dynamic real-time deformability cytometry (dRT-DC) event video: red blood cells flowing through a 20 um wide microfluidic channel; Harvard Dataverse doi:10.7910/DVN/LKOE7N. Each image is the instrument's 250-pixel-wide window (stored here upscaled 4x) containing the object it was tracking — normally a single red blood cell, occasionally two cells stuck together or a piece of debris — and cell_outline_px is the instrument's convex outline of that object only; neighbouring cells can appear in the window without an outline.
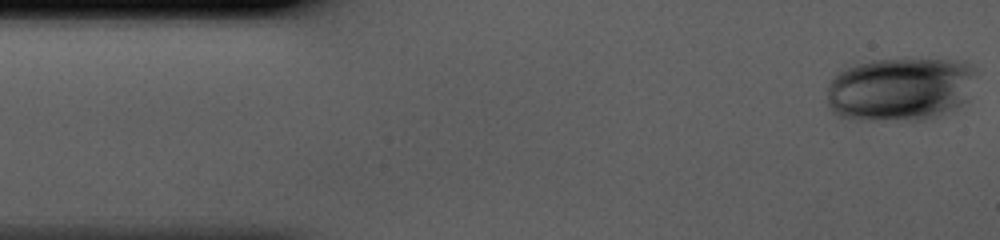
{"species": "human", "species_latin": "Homo sapiens", "temperature_condition": "cold", "stored_images_in_passage": 42, "camera_frame_rate_fps": 3000, "um_per_image_px": 0.085, "donor": {"sex": "male"}, "frame": {"image": 1, "passage_image": 1, "time_ms": 0.0, "image_size_px": [1000, 240], "cell_outline_px": [[976, 68], [968, 100], [956, 108], [940, 116], [924, 120], [856, 120], [836, 116], [832, 112], [828, 104], [828, 84], [832, 76], [856, 64], [872, 60], [900, 56], [964, 60], [972, 64]], "centroid_in_image_um": [76.55, 7.53], "position_along_channel_um": 8.4, "area_um2": 57.22}}
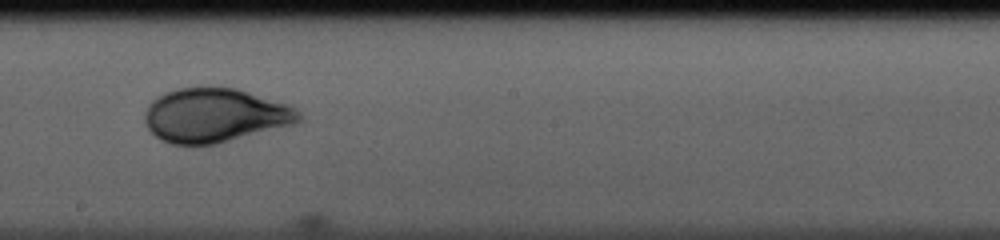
{"frame": {"image": 2, "passage_image": 23, "time_ms": 7.333, "image_size_px": [1000, 240], "cell_outline_px": [[300, 120], [296, 124], [216, 144], [172, 144], [160, 140], [148, 128], [144, 120], [144, 112], [148, 104], [156, 96], [164, 92], [180, 88], [212, 84], [236, 88], [288, 104], [296, 108], [300, 112]], "centroid_in_image_um": [18.25, 9.77], "position_along_channel_um": 229.9, "area_um2": 49.36}}
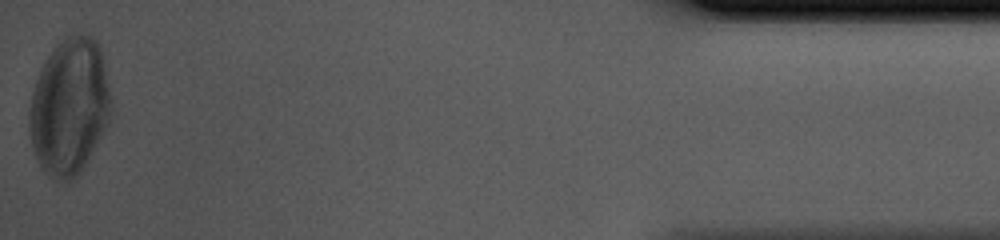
{"frame": {"image": 3, "passage_image": 42, "time_ms": 13.667, "image_size_px": [1000, 240], "cell_outline_px": [[112, 112], [108, 124], [88, 160], [80, 172], [68, 184], [48, 176], [40, 168], [32, 144], [28, 128], [28, 112], [32, 92], [36, 80], [48, 56], [56, 44], [60, 40], [68, 36], [80, 32], [92, 36], [100, 44], [112, 100]], "centroid_in_image_um": [5.91, 9.07], "position_along_channel_um": 429.3, "area_um2": 65.78}}